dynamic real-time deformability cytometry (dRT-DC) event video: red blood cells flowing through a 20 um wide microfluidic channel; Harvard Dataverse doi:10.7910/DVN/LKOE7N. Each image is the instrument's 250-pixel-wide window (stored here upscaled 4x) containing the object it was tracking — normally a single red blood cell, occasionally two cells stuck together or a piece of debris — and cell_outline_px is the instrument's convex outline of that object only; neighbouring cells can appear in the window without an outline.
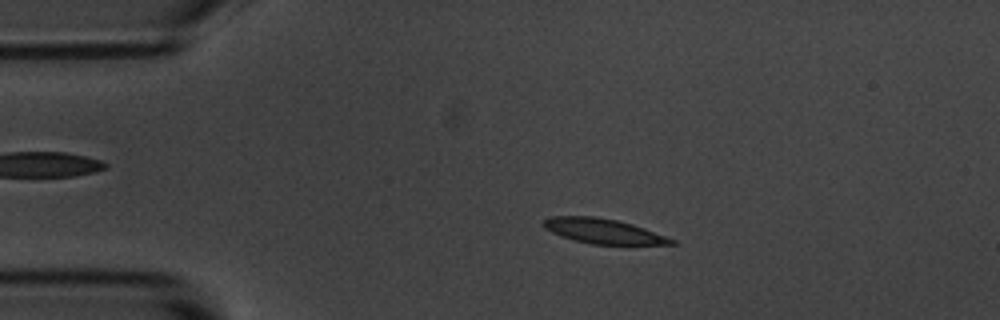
{"species": "common noctule bat (a hibernating species)", "species_latin": "Nyctalus noctula", "temperature_condition": "room temperature", "stored_images_in_passage": 5, "camera_frame_rate_fps": 3000, "um_per_image_px": 0.085, "animal": {"sex": "male", "body_mass_g": 20.1, "forearm_length_mm": 53.5}, "frame": {"image": 1, "passage_image": 2, "time_ms": 0.333, "image_size_px": [1000, 320], "cell_outline_px": [[676, 244], [592, 244], [560, 236], [544, 228], [540, 224], [544, 220], [552, 216], [592, 216], [616, 220], [632, 224], [644, 228], [676, 240]], "centroid_in_image_um": [51.24, 19.64], "position_along_channel_um": 33.8, "area_um2": 18.32}}
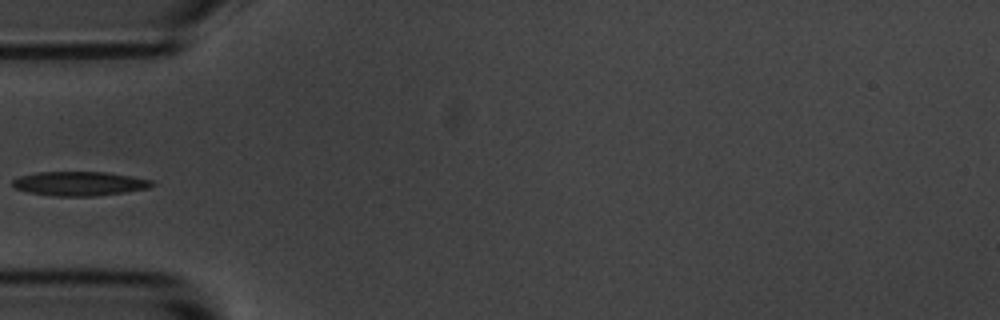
{"frame": {"image": 2, "passage_image": 4, "time_ms": 1.0, "image_size_px": [1000, 320], "cell_outline_px": [[156, 184], [148, 188], [124, 192], [96, 196], [52, 196], [28, 192], [16, 188], [12, 184], [12, 180], [20, 176], [36, 172], [104, 172], [132, 176], [152, 180]], "centroid_in_image_um": [6.76, 15.6], "position_along_channel_um": 78.2, "area_um2": 19.65}}